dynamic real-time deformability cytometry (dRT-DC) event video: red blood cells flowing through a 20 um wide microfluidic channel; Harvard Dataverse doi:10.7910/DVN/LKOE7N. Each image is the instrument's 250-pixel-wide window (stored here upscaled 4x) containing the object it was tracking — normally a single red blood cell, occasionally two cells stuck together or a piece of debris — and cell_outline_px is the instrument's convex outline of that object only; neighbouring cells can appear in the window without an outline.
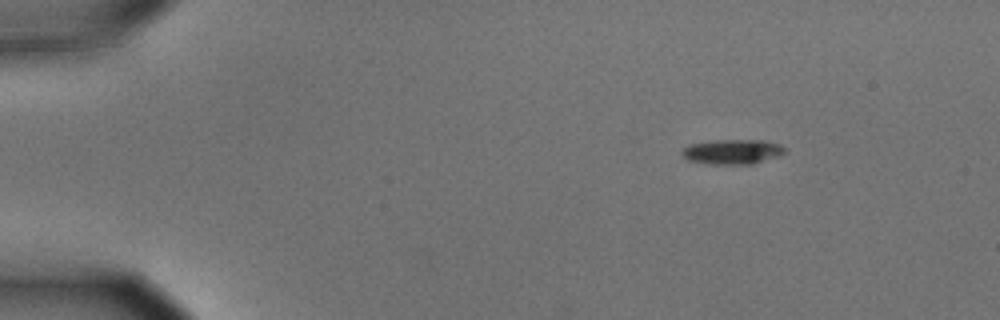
{"species": "common noctule bat (a hibernating species)", "species_latin": "Nyctalus noctula", "temperature_condition": "cold", "stored_images_in_passage": 41, "camera_frame_rate_fps": 3000, "um_per_image_px": 0.085, "animal": {"sex": "male", "body_mass_g": 15.6}, "frame": {"image": 1, "passage_image": 1, "time_ms": 0.0, "image_size_px": [1000, 320], "cell_outline_px": [[788, 152], [780, 156], [752, 164], [708, 164], [688, 160], [680, 152], [688, 144], [716, 140], [764, 140], [780, 144]], "centroid_in_image_um": [62.29, 12.9], "position_along_channel_um": 22.7, "area_um2": 15.03}}
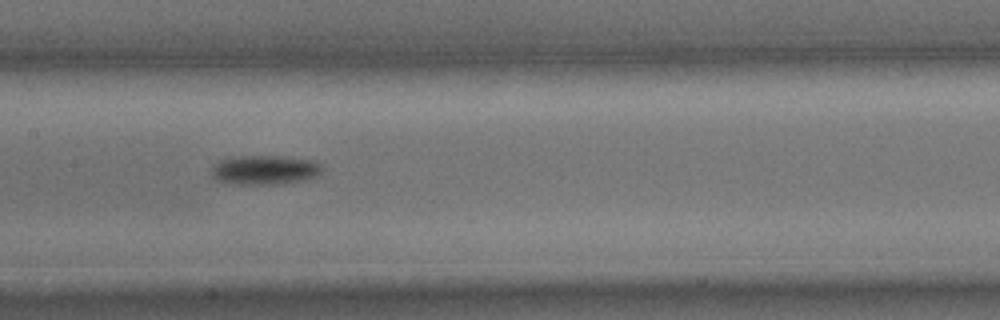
{"frame": {"image": 2, "passage_image": 22, "time_ms": 7.0, "image_size_px": [1000, 320], "cell_outline_px": [[320, 176], [308, 180], [280, 184], [232, 184], [216, 180], [212, 176], [212, 164], [220, 160], [236, 156], [280, 156], [316, 160], [320, 164]], "centroid_in_image_um": [22.52, 14.45], "position_along_channel_um": 184.9, "area_um2": 19.25}}
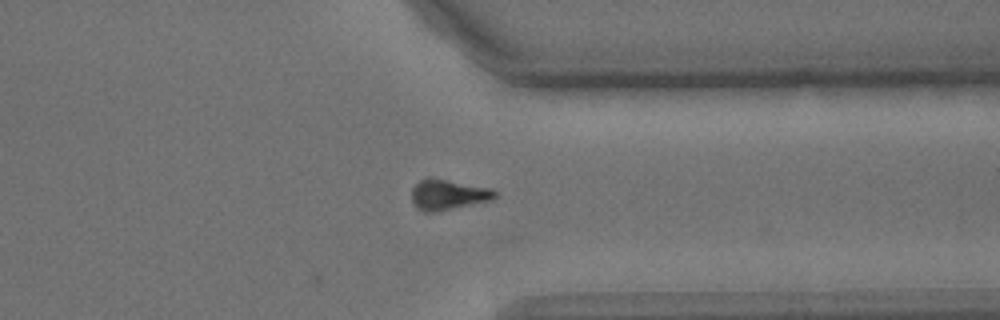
{"frame": {"image": 3, "passage_image": 38, "time_ms": 12.333, "image_size_px": [1000, 320], "cell_outline_px": [[496, 196], [492, 200], [432, 212], [424, 212], [416, 208], [412, 204], [412, 188], [420, 180], [428, 176], [432, 176], [492, 188], [496, 192]], "centroid_in_image_um": [38.06, 16.51], "position_along_channel_um": 373.3, "area_um2": 14.97}, "authors_computed_cell_mechanics": {"area_um2": 16.0684, "velocity_mm_per_s": 3.5576, "shape_relaxation_time_tau1_ms": 2.7496, "shape_relaxation_time_tau2_ms": null, "deformation_change_tau1": 0.1239, "deformation_change_tau2": null}}